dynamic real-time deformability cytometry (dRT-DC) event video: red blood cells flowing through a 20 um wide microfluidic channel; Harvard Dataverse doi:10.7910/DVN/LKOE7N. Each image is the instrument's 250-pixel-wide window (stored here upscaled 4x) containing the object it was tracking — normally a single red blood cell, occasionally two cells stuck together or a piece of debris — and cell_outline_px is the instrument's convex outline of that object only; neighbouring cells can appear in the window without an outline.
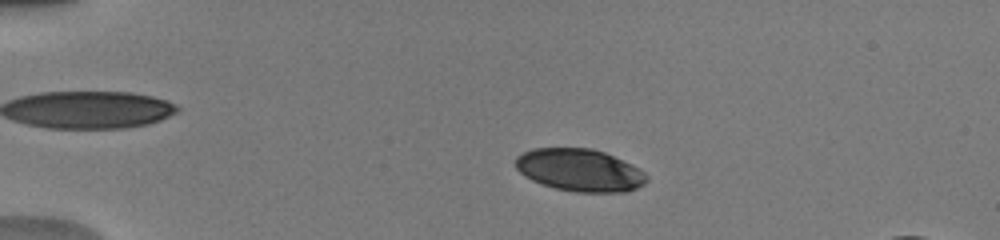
{"species": "human", "species_latin": "Homo sapiens", "temperature_condition": "warm", "stored_images_in_passage": 31, "camera_frame_rate_fps": 3000, "um_per_image_px": 0.085, "donor": {"sex": "male"}, "frame": {"image": 1, "passage_image": 6, "time_ms": 3.333, "image_size_px": [1000, 240], "cell_outline_px": [[648, 180], [644, 184], [636, 188], [624, 192], [576, 192], [556, 188], [532, 180], [524, 176], [516, 168], [516, 156], [532, 148], [592, 148], [604, 152], [632, 164], [640, 168], [648, 176]], "centroid_in_image_um": [49.29, 14.45], "position_along_channel_um": 35.7, "area_um2": 32.43}}
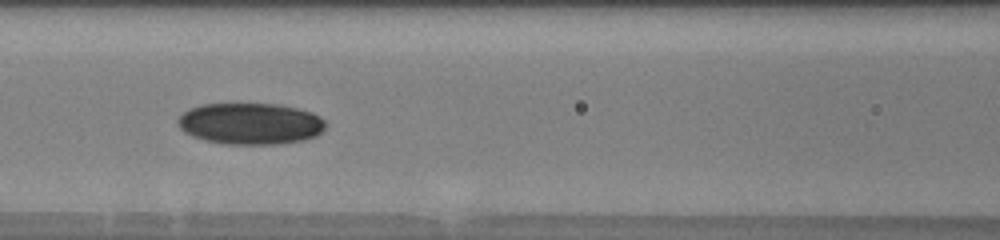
{"frame": {"image": 2, "passage_image": 13, "time_ms": 7.667, "image_size_px": [1000, 240], "cell_outline_px": [[324, 128], [316, 136], [304, 140], [280, 144], [224, 144], [192, 136], [184, 132], [180, 128], [176, 120], [188, 108], [200, 104], [280, 104], [312, 112], [320, 116], [324, 120]], "centroid_in_image_um": [21.27, 10.5], "position_along_channel_um": 145.3, "area_um2": 35.78}}
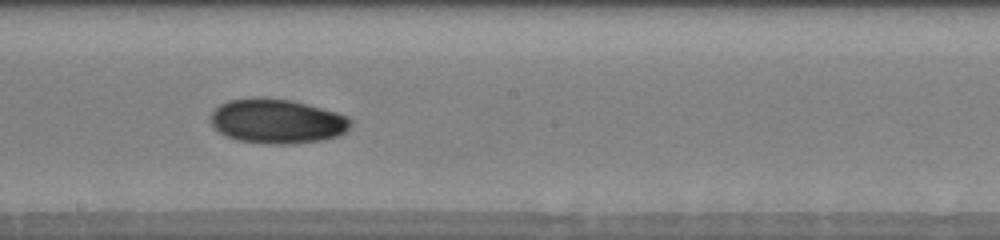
{"frame": {"image": 3, "passage_image": 16, "time_ms": 9.667, "image_size_px": [1000, 240], "cell_outline_px": [[352, 124], [344, 132], [336, 136], [320, 140], [288, 144], [268, 144], [236, 140], [220, 132], [212, 124], [212, 112], [220, 104], [228, 100], [252, 96], [260, 96], [288, 100], [308, 104], [336, 112], [348, 116], [352, 120]], "centroid_in_image_um": [23.55, 10.28], "position_along_channel_um": 224.7, "area_um2": 36.3}, "authors_computed_cell_mechanics": {"area_um2": 34.2176, "velocity_mm_per_s": 3.982, "shape_relaxation_time_tau1_ms": 3.3937, "shape_relaxation_time_tau2_ms": 5.5436, "deformation_change_tau1": 0.1135, "deformation_change_tau2": 0.074}}